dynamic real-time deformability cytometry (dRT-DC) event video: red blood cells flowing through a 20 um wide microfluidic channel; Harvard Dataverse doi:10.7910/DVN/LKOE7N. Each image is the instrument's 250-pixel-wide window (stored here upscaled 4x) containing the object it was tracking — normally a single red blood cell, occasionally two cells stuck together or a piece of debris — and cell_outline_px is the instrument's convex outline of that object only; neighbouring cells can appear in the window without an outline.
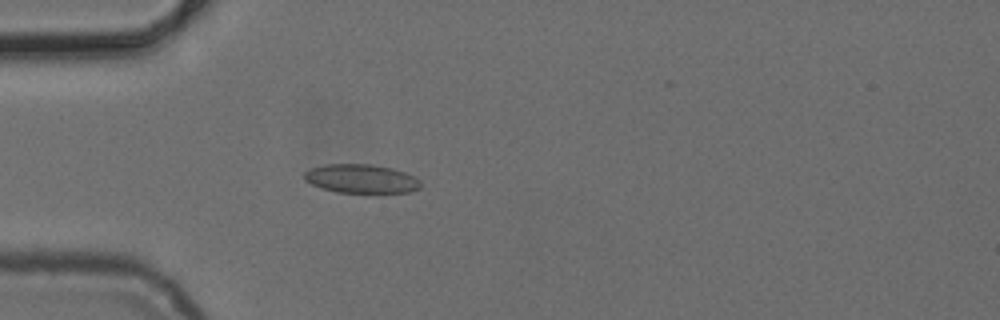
{"species": "common noctule bat (a hibernating species)", "species_latin": "Nyctalus noctula", "temperature_condition": "cold", "stored_images_in_passage": 3, "camera_frame_rate_fps": 3000, "um_per_image_px": 0.085, "animal": {"sex": "female", "body_mass_g": 24.6, "forearm_length_mm": 56.2}, "frame": {"image": 1, "passage_image": 3, "time_ms": 2.333, "image_size_px": [1000, 320], "cell_outline_px": [[420, 188], [412, 192], [336, 192], [312, 184], [304, 180], [304, 172], [312, 168], [324, 164], [372, 164], [392, 168], [404, 172], [420, 180]], "centroid_in_image_um": [30.7, 15.18], "position_along_channel_um": 54.3, "area_um2": 19.36}}